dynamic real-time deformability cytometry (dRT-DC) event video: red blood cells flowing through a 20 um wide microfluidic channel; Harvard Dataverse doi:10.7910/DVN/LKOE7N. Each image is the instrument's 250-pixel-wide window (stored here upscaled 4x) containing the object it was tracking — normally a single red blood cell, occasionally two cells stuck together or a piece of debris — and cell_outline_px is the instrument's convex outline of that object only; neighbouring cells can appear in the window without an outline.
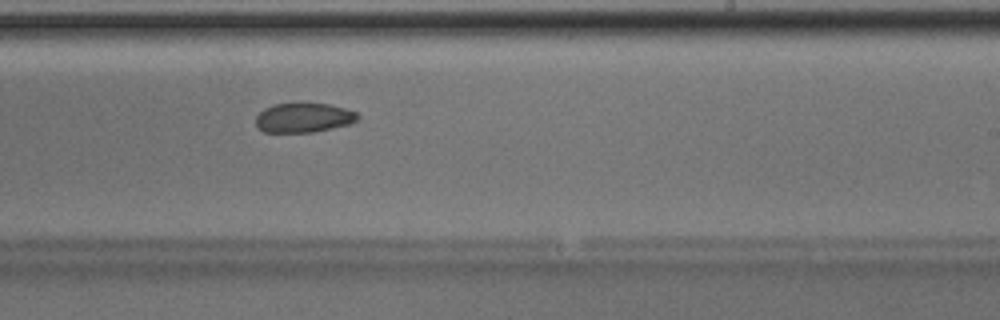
{"species": "Egyptian fruit bat (a non-hibernating species)", "species_latin": "Rousettus aegyptiacus", "temperature_condition": "room temperature", "stored_images_in_passage": 45, "camera_frame_rate_fps": 3000, "um_per_image_px": 0.085, "animal": {"sex": "male"}, "frame": {"image": 1, "passage_image": 26, "time_ms": 8.333, "image_size_px": [1000, 320], "cell_outline_px": [[360, 116], [356, 120], [348, 124], [332, 128], [312, 132], [264, 132], [256, 124], [256, 116], [264, 108], [276, 104], [328, 104], [344, 108], [356, 112]], "centroid_in_image_um": [25.8, 10.01], "position_along_channel_um": 263.2, "area_um2": 17.17}, "authors_computed_cell_mechanics": {"area_um2": 19.1318, "velocity_mm_per_s": 4.0199, "shape_relaxation_time_tau1_ms": 4.8192, "shape_relaxation_time_tau2_ms": 1.8671, "deformation_change_tau1": 0.126, "deformation_change_tau2": 0.052}}